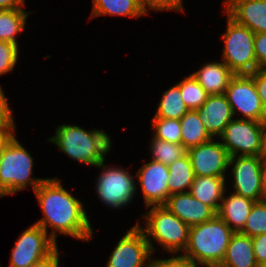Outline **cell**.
Returning a JSON list of instances; mask_svg holds the SVG:
<instances>
[{
	"instance_id": "obj_1",
	"label": "cell",
	"mask_w": 266,
	"mask_h": 267,
	"mask_svg": "<svg viewBox=\"0 0 266 267\" xmlns=\"http://www.w3.org/2000/svg\"><path fill=\"white\" fill-rule=\"evenodd\" d=\"M34 192L45 215L35 224L46 233L47 226L52 227L49 235L56 243L57 231L79 240L91 239L93 231L83 204L63 188L59 179H45Z\"/></svg>"
},
{
	"instance_id": "obj_2",
	"label": "cell",
	"mask_w": 266,
	"mask_h": 267,
	"mask_svg": "<svg viewBox=\"0 0 266 267\" xmlns=\"http://www.w3.org/2000/svg\"><path fill=\"white\" fill-rule=\"evenodd\" d=\"M235 232L218 216L189 228L182 257L207 267H218Z\"/></svg>"
},
{
	"instance_id": "obj_3",
	"label": "cell",
	"mask_w": 266,
	"mask_h": 267,
	"mask_svg": "<svg viewBox=\"0 0 266 267\" xmlns=\"http://www.w3.org/2000/svg\"><path fill=\"white\" fill-rule=\"evenodd\" d=\"M48 140L69 157L95 167L105 161L111 147V140L103 130L85 131L76 125H60Z\"/></svg>"
},
{
	"instance_id": "obj_4",
	"label": "cell",
	"mask_w": 266,
	"mask_h": 267,
	"mask_svg": "<svg viewBox=\"0 0 266 267\" xmlns=\"http://www.w3.org/2000/svg\"><path fill=\"white\" fill-rule=\"evenodd\" d=\"M33 158L15 135L0 153V198L28 187L35 191L45 179L31 177Z\"/></svg>"
},
{
	"instance_id": "obj_5",
	"label": "cell",
	"mask_w": 266,
	"mask_h": 267,
	"mask_svg": "<svg viewBox=\"0 0 266 267\" xmlns=\"http://www.w3.org/2000/svg\"><path fill=\"white\" fill-rule=\"evenodd\" d=\"M152 208L143 217L146 226L142 229L150 242L149 246L153 253L151 236L165 250L170 253L185 250L188 244L189 226L173 214L165 205L151 206ZM150 236V237H149Z\"/></svg>"
},
{
	"instance_id": "obj_6",
	"label": "cell",
	"mask_w": 266,
	"mask_h": 267,
	"mask_svg": "<svg viewBox=\"0 0 266 267\" xmlns=\"http://www.w3.org/2000/svg\"><path fill=\"white\" fill-rule=\"evenodd\" d=\"M227 17L226 33L221 36L225 42L223 62L235 75L251 74L258 69L253 46L255 33Z\"/></svg>"
},
{
	"instance_id": "obj_7",
	"label": "cell",
	"mask_w": 266,
	"mask_h": 267,
	"mask_svg": "<svg viewBox=\"0 0 266 267\" xmlns=\"http://www.w3.org/2000/svg\"><path fill=\"white\" fill-rule=\"evenodd\" d=\"M221 144L232 156H265V122L249 119H232L220 135ZM238 153V154H237Z\"/></svg>"
},
{
	"instance_id": "obj_8",
	"label": "cell",
	"mask_w": 266,
	"mask_h": 267,
	"mask_svg": "<svg viewBox=\"0 0 266 267\" xmlns=\"http://www.w3.org/2000/svg\"><path fill=\"white\" fill-rule=\"evenodd\" d=\"M57 248V243L37 224L26 229L12 249L9 267H28Z\"/></svg>"
},
{
	"instance_id": "obj_9",
	"label": "cell",
	"mask_w": 266,
	"mask_h": 267,
	"mask_svg": "<svg viewBox=\"0 0 266 267\" xmlns=\"http://www.w3.org/2000/svg\"><path fill=\"white\" fill-rule=\"evenodd\" d=\"M149 243L141 226L136 224L120 239L107 267H152Z\"/></svg>"
},
{
	"instance_id": "obj_10",
	"label": "cell",
	"mask_w": 266,
	"mask_h": 267,
	"mask_svg": "<svg viewBox=\"0 0 266 267\" xmlns=\"http://www.w3.org/2000/svg\"><path fill=\"white\" fill-rule=\"evenodd\" d=\"M225 95L233 115L239 110L244 119L266 122V114L261 99L253 78L249 74L234 75L228 84Z\"/></svg>"
},
{
	"instance_id": "obj_11",
	"label": "cell",
	"mask_w": 266,
	"mask_h": 267,
	"mask_svg": "<svg viewBox=\"0 0 266 267\" xmlns=\"http://www.w3.org/2000/svg\"><path fill=\"white\" fill-rule=\"evenodd\" d=\"M96 167L104 169L96 183V192L103 203L114 208L130 203L136 192L133 176L120 168L106 169L104 161Z\"/></svg>"
},
{
	"instance_id": "obj_12",
	"label": "cell",
	"mask_w": 266,
	"mask_h": 267,
	"mask_svg": "<svg viewBox=\"0 0 266 267\" xmlns=\"http://www.w3.org/2000/svg\"><path fill=\"white\" fill-rule=\"evenodd\" d=\"M266 156H232L228 167L232 168L236 194L255 202L263 200L261 186V168ZM235 163V164H233Z\"/></svg>"
},
{
	"instance_id": "obj_13",
	"label": "cell",
	"mask_w": 266,
	"mask_h": 267,
	"mask_svg": "<svg viewBox=\"0 0 266 267\" xmlns=\"http://www.w3.org/2000/svg\"><path fill=\"white\" fill-rule=\"evenodd\" d=\"M213 139L187 150L195 176L225 177L230 156L221 142Z\"/></svg>"
},
{
	"instance_id": "obj_14",
	"label": "cell",
	"mask_w": 266,
	"mask_h": 267,
	"mask_svg": "<svg viewBox=\"0 0 266 267\" xmlns=\"http://www.w3.org/2000/svg\"><path fill=\"white\" fill-rule=\"evenodd\" d=\"M147 207L165 205L169 197V168L151 160L139 168L137 173Z\"/></svg>"
},
{
	"instance_id": "obj_15",
	"label": "cell",
	"mask_w": 266,
	"mask_h": 267,
	"mask_svg": "<svg viewBox=\"0 0 266 267\" xmlns=\"http://www.w3.org/2000/svg\"><path fill=\"white\" fill-rule=\"evenodd\" d=\"M165 207L189 227L211 220L217 215L211 206L197 200L189 192L170 195Z\"/></svg>"
},
{
	"instance_id": "obj_16",
	"label": "cell",
	"mask_w": 266,
	"mask_h": 267,
	"mask_svg": "<svg viewBox=\"0 0 266 267\" xmlns=\"http://www.w3.org/2000/svg\"><path fill=\"white\" fill-rule=\"evenodd\" d=\"M225 12L252 32L266 33V0H227Z\"/></svg>"
},
{
	"instance_id": "obj_17",
	"label": "cell",
	"mask_w": 266,
	"mask_h": 267,
	"mask_svg": "<svg viewBox=\"0 0 266 267\" xmlns=\"http://www.w3.org/2000/svg\"><path fill=\"white\" fill-rule=\"evenodd\" d=\"M196 111L212 138L219 137L234 117L225 94L208 95L205 103Z\"/></svg>"
},
{
	"instance_id": "obj_18",
	"label": "cell",
	"mask_w": 266,
	"mask_h": 267,
	"mask_svg": "<svg viewBox=\"0 0 266 267\" xmlns=\"http://www.w3.org/2000/svg\"><path fill=\"white\" fill-rule=\"evenodd\" d=\"M208 95L225 94L231 78L235 75L224 62H210L191 74Z\"/></svg>"
},
{
	"instance_id": "obj_19",
	"label": "cell",
	"mask_w": 266,
	"mask_h": 267,
	"mask_svg": "<svg viewBox=\"0 0 266 267\" xmlns=\"http://www.w3.org/2000/svg\"><path fill=\"white\" fill-rule=\"evenodd\" d=\"M254 202L233 192L227 198L223 196L217 215L234 232H240L246 223Z\"/></svg>"
},
{
	"instance_id": "obj_20",
	"label": "cell",
	"mask_w": 266,
	"mask_h": 267,
	"mask_svg": "<svg viewBox=\"0 0 266 267\" xmlns=\"http://www.w3.org/2000/svg\"><path fill=\"white\" fill-rule=\"evenodd\" d=\"M218 267H259L254 256L252 237L235 232Z\"/></svg>"
},
{
	"instance_id": "obj_21",
	"label": "cell",
	"mask_w": 266,
	"mask_h": 267,
	"mask_svg": "<svg viewBox=\"0 0 266 267\" xmlns=\"http://www.w3.org/2000/svg\"><path fill=\"white\" fill-rule=\"evenodd\" d=\"M226 177L196 176L188 191L197 200L211 206L216 212L223 199ZM225 189V190H224ZM219 202V203H217Z\"/></svg>"
},
{
	"instance_id": "obj_22",
	"label": "cell",
	"mask_w": 266,
	"mask_h": 267,
	"mask_svg": "<svg viewBox=\"0 0 266 267\" xmlns=\"http://www.w3.org/2000/svg\"><path fill=\"white\" fill-rule=\"evenodd\" d=\"M93 12L90 18L99 15H117L137 18L146 15L142 0H93Z\"/></svg>"
},
{
	"instance_id": "obj_23",
	"label": "cell",
	"mask_w": 266,
	"mask_h": 267,
	"mask_svg": "<svg viewBox=\"0 0 266 267\" xmlns=\"http://www.w3.org/2000/svg\"><path fill=\"white\" fill-rule=\"evenodd\" d=\"M181 143L189 148L206 143L212 139L200 120L196 110H189L181 119Z\"/></svg>"
},
{
	"instance_id": "obj_24",
	"label": "cell",
	"mask_w": 266,
	"mask_h": 267,
	"mask_svg": "<svg viewBox=\"0 0 266 267\" xmlns=\"http://www.w3.org/2000/svg\"><path fill=\"white\" fill-rule=\"evenodd\" d=\"M168 168L169 179L167 184L169 196L172 194L188 192L184 191V189L190 190L196 177L188 153L168 165Z\"/></svg>"
},
{
	"instance_id": "obj_25",
	"label": "cell",
	"mask_w": 266,
	"mask_h": 267,
	"mask_svg": "<svg viewBox=\"0 0 266 267\" xmlns=\"http://www.w3.org/2000/svg\"><path fill=\"white\" fill-rule=\"evenodd\" d=\"M28 13L23 9L0 10V41L18 46L16 35L25 29Z\"/></svg>"
},
{
	"instance_id": "obj_26",
	"label": "cell",
	"mask_w": 266,
	"mask_h": 267,
	"mask_svg": "<svg viewBox=\"0 0 266 267\" xmlns=\"http://www.w3.org/2000/svg\"><path fill=\"white\" fill-rule=\"evenodd\" d=\"M189 109L185 105L178 84L164 92L154 117L181 119Z\"/></svg>"
},
{
	"instance_id": "obj_27",
	"label": "cell",
	"mask_w": 266,
	"mask_h": 267,
	"mask_svg": "<svg viewBox=\"0 0 266 267\" xmlns=\"http://www.w3.org/2000/svg\"><path fill=\"white\" fill-rule=\"evenodd\" d=\"M151 141L152 143L150 149L152 151V160L163 163L166 166L175 162L178 158L187 153V149L182 143H171L154 137Z\"/></svg>"
},
{
	"instance_id": "obj_28",
	"label": "cell",
	"mask_w": 266,
	"mask_h": 267,
	"mask_svg": "<svg viewBox=\"0 0 266 267\" xmlns=\"http://www.w3.org/2000/svg\"><path fill=\"white\" fill-rule=\"evenodd\" d=\"M178 85L182 99L189 110H197L205 103L208 94L191 74Z\"/></svg>"
},
{
	"instance_id": "obj_29",
	"label": "cell",
	"mask_w": 266,
	"mask_h": 267,
	"mask_svg": "<svg viewBox=\"0 0 266 267\" xmlns=\"http://www.w3.org/2000/svg\"><path fill=\"white\" fill-rule=\"evenodd\" d=\"M240 233L255 237L266 233V199L254 202Z\"/></svg>"
},
{
	"instance_id": "obj_30",
	"label": "cell",
	"mask_w": 266,
	"mask_h": 267,
	"mask_svg": "<svg viewBox=\"0 0 266 267\" xmlns=\"http://www.w3.org/2000/svg\"><path fill=\"white\" fill-rule=\"evenodd\" d=\"M154 138L171 143H181L180 119L153 117Z\"/></svg>"
},
{
	"instance_id": "obj_31",
	"label": "cell",
	"mask_w": 266,
	"mask_h": 267,
	"mask_svg": "<svg viewBox=\"0 0 266 267\" xmlns=\"http://www.w3.org/2000/svg\"><path fill=\"white\" fill-rule=\"evenodd\" d=\"M18 46L8 42L0 41V75L12 71L18 61Z\"/></svg>"
},
{
	"instance_id": "obj_32",
	"label": "cell",
	"mask_w": 266,
	"mask_h": 267,
	"mask_svg": "<svg viewBox=\"0 0 266 267\" xmlns=\"http://www.w3.org/2000/svg\"><path fill=\"white\" fill-rule=\"evenodd\" d=\"M182 0H142L145 12L150 7L152 10H176L183 11Z\"/></svg>"
},
{
	"instance_id": "obj_33",
	"label": "cell",
	"mask_w": 266,
	"mask_h": 267,
	"mask_svg": "<svg viewBox=\"0 0 266 267\" xmlns=\"http://www.w3.org/2000/svg\"><path fill=\"white\" fill-rule=\"evenodd\" d=\"M253 46L258 69H266V33L255 34Z\"/></svg>"
},
{
	"instance_id": "obj_34",
	"label": "cell",
	"mask_w": 266,
	"mask_h": 267,
	"mask_svg": "<svg viewBox=\"0 0 266 267\" xmlns=\"http://www.w3.org/2000/svg\"><path fill=\"white\" fill-rule=\"evenodd\" d=\"M249 75L253 78L254 85L266 114V69H257Z\"/></svg>"
},
{
	"instance_id": "obj_35",
	"label": "cell",
	"mask_w": 266,
	"mask_h": 267,
	"mask_svg": "<svg viewBox=\"0 0 266 267\" xmlns=\"http://www.w3.org/2000/svg\"><path fill=\"white\" fill-rule=\"evenodd\" d=\"M152 267H198V265L180 255L169 259L153 260Z\"/></svg>"
},
{
	"instance_id": "obj_36",
	"label": "cell",
	"mask_w": 266,
	"mask_h": 267,
	"mask_svg": "<svg viewBox=\"0 0 266 267\" xmlns=\"http://www.w3.org/2000/svg\"><path fill=\"white\" fill-rule=\"evenodd\" d=\"M256 263L261 266L266 262V233L252 238Z\"/></svg>"
},
{
	"instance_id": "obj_37",
	"label": "cell",
	"mask_w": 266,
	"mask_h": 267,
	"mask_svg": "<svg viewBox=\"0 0 266 267\" xmlns=\"http://www.w3.org/2000/svg\"><path fill=\"white\" fill-rule=\"evenodd\" d=\"M13 132H15L14 122H0V153L14 136Z\"/></svg>"
},
{
	"instance_id": "obj_38",
	"label": "cell",
	"mask_w": 266,
	"mask_h": 267,
	"mask_svg": "<svg viewBox=\"0 0 266 267\" xmlns=\"http://www.w3.org/2000/svg\"><path fill=\"white\" fill-rule=\"evenodd\" d=\"M0 122H14L12 117V110L8 106V101L4 96L0 86Z\"/></svg>"
},
{
	"instance_id": "obj_39",
	"label": "cell",
	"mask_w": 266,
	"mask_h": 267,
	"mask_svg": "<svg viewBox=\"0 0 266 267\" xmlns=\"http://www.w3.org/2000/svg\"><path fill=\"white\" fill-rule=\"evenodd\" d=\"M28 267H59L58 247L46 258L29 265Z\"/></svg>"
},
{
	"instance_id": "obj_40",
	"label": "cell",
	"mask_w": 266,
	"mask_h": 267,
	"mask_svg": "<svg viewBox=\"0 0 266 267\" xmlns=\"http://www.w3.org/2000/svg\"><path fill=\"white\" fill-rule=\"evenodd\" d=\"M25 0H0V10L23 9Z\"/></svg>"
},
{
	"instance_id": "obj_41",
	"label": "cell",
	"mask_w": 266,
	"mask_h": 267,
	"mask_svg": "<svg viewBox=\"0 0 266 267\" xmlns=\"http://www.w3.org/2000/svg\"><path fill=\"white\" fill-rule=\"evenodd\" d=\"M261 186L263 200L266 199V157H264L262 168H261Z\"/></svg>"
},
{
	"instance_id": "obj_42",
	"label": "cell",
	"mask_w": 266,
	"mask_h": 267,
	"mask_svg": "<svg viewBox=\"0 0 266 267\" xmlns=\"http://www.w3.org/2000/svg\"><path fill=\"white\" fill-rule=\"evenodd\" d=\"M259 267H266V262L265 263H263L261 266H259Z\"/></svg>"
}]
</instances>
